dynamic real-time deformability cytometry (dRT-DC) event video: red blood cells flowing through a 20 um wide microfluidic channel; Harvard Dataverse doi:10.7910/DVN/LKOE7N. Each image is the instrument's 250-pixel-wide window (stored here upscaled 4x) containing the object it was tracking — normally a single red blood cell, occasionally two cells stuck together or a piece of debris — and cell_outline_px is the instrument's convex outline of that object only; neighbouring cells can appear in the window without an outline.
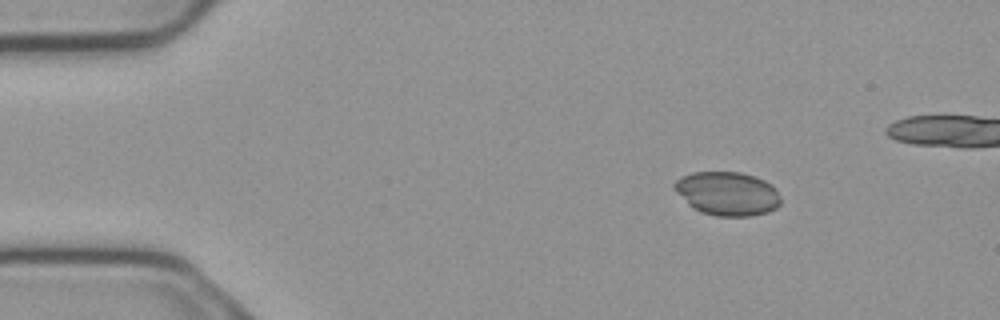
{"species": "common noctule bat (a hibernating species)", "species_latin": "Nyctalus noctula", "temperature_condition": "cold", "stored_images_in_passage": 4, "camera_frame_rate_fps": 3000, "um_per_image_px": 0.085, "animal": {"sex": "male", "body_mass_g": 23.1, "forearm_length_mm": 52.7}, "frame": {"image": 1, "passage_image": 1, "time_ms": 0.0, "image_size_px": [1000, 320], "cell_outline_px": [[780, 204], [776, 208], [768, 212], [752, 216], [716, 216], [700, 212], [692, 208], [672, 188], [672, 184], [680, 176], [692, 172], [740, 172], [764, 180], [772, 184], [776, 188], [780, 196]], "centroid_in_image_um": [61.81, 16.46], "position_along_channel_um": 23.2, "area_um2": 27.4}}